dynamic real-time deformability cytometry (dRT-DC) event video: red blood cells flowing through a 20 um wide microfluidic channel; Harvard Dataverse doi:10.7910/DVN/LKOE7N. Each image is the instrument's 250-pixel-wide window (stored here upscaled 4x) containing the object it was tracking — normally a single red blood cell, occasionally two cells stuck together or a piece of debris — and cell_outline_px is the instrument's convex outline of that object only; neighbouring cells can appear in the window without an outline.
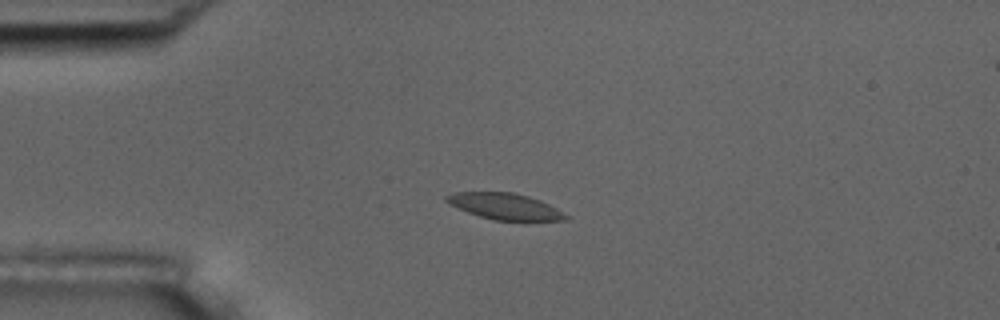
{"species": "common noctule bat (a hibernating species)", "species_latin": "Nyctalus noctula", "temperature_condition": "room temperature", "stored_images_in_passage": 7, "camera_frame_rate_fps": 3000, "um_per_image_px": 0.085, "animal": {"sex": "male", "body_mass_g": 17.5, "forearm_length_mm": 52.3}, "frame": {"image": 1, "passage_image": 3, "time_ms": 2.333, "image_size_px": [1000, 320], "cell_outline_px": [[568, 220], [496, 220], [480, 216], [468, 212], [444, 200], [444, 196], [456, 192], [512, 192], [528, 196], [540, 200], [556, 208], [568, 216]], "centroid_in_image_um": [42.92, 17.53], "position_along_channel_um": 42.1, "area_um2": 17.86}}
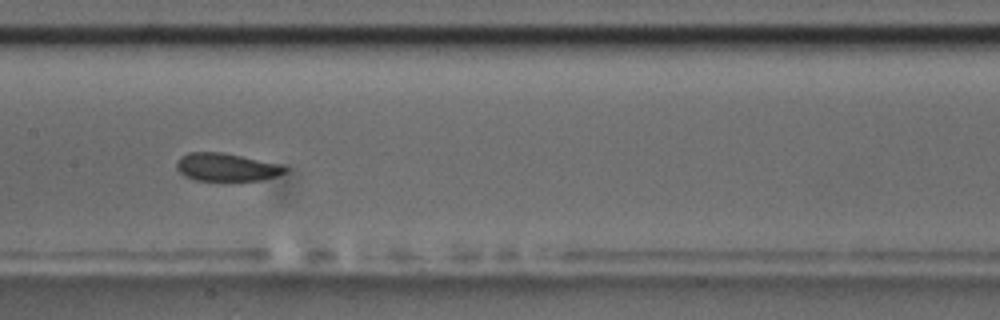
{"frame": {"image": 2, "passage_image": 7, "time_ms": 7.0, "image_size_px": [1000, 320], "cell_outline_px": [[288, 172], [276, 176], [260, 180], [196, 180], [184, 176], [176, 168], [176, 160], [180, 156], [188, 152], [220, 152], [280, 164], [288, 168]], "centroid_in_image_um": [19.22, 14.21], "position_along_channel_um": 188.2, "area_um2": 17.57}}